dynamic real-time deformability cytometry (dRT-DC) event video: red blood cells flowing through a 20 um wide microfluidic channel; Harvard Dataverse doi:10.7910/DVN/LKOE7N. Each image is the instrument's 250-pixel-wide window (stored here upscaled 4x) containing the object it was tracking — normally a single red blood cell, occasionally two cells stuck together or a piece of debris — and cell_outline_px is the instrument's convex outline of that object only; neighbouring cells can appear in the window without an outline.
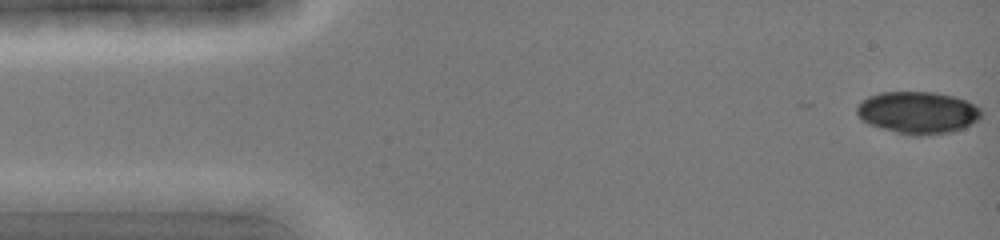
{"species": "common noctule bat (a hibernating species)", "species_latin": "Nyctalus noctula", "temperature_condition": "cold", "stored_images_in_passage": 27, "camera_frame_rate_fps": 3000, "um_per_image_px": 0.085, "animal": {"sex": "female", "body_mass_g": 19.0, "forearm_length_mm": 51.5}, "frame": {"image": 1, "passage_image": 1, "time_ms": 0.0, "image_size_px": [1000, 240], "cell_outline_px": [[980, 116], [972, 124], [964, 128], [952, 132], [924, 136], [908, 136], [880, 128], [868, 124], [856, 112], [856, 108], [860, 100], [868, 96], [880, 92], [936, 92], [968, 100], [980, 108]], "centroid_in_image_um": [78.0, 9.58], "position_along_channel_um": 7.0, "area_um2": 30.92}}